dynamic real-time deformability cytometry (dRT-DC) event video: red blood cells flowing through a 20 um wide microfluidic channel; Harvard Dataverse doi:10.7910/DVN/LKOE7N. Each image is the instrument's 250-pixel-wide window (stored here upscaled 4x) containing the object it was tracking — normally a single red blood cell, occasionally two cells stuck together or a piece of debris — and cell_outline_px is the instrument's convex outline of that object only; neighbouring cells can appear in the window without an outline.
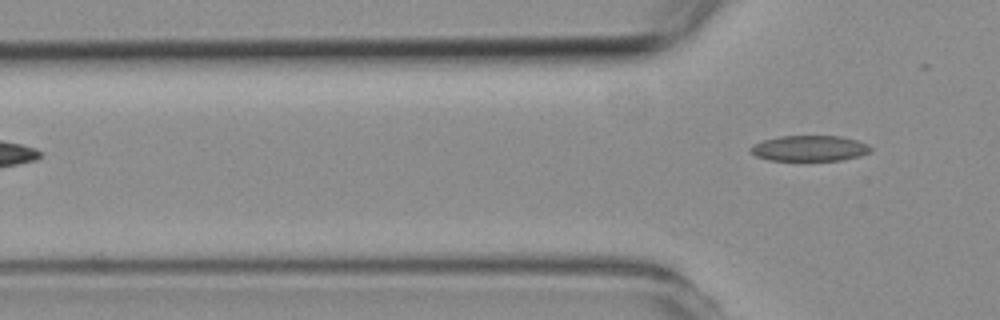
{"species": "common noctule bat (a hibernating species)", "species_latin": "Nyctalus noctula", "temperature_condition": "room temperature", "stored_images_in_passage": 3, "camera_frame_rate_fps": 3000, "um_per_image_px": 0.085, "animal": {"sex": "female", "body_mass_g": 19.3, "forearm_length_mm": 54.1}, "frame": {"image": 1, "passage_image": 3, "time_ms": 2.333, "image_size_px": [1000, 320], "cell_outline_px": [[872, 152], [860, 156], [840, 160], [768, 160], [756, 156], [748, 152], [748, 148], [752, 144], [764, 140], [780, 136], [840, 136], [856, 140], [868, 144], [872, 148]], "centroid_in_image_um": [68.79, 12.61], "position_along_channel_um": 57.0, "area_um2": 18.09}}